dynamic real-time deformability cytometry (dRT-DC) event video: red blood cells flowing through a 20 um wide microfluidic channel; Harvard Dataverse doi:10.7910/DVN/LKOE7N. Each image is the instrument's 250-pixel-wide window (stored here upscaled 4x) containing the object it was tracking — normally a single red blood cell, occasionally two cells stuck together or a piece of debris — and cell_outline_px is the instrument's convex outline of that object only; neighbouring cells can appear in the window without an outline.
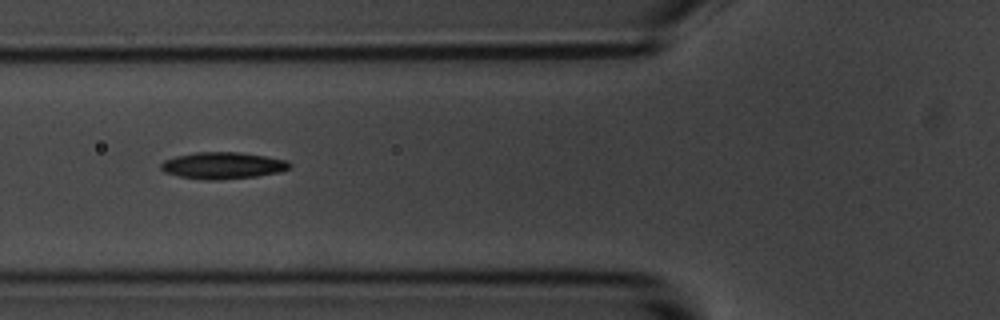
{"species": "common noctule bat (a hibernating species)", "species_latin": "Nyctalus noctula", "temperature_condition": "room temperature", "stored_images_in_passage": 14, "camera_frame_rate_fps": 3000, "um_per_image_px": 0.085, "animal": {"sex": "male", "body_mass_g": 20.1, "forearm_length_mm": 53.5}, "frame": {"image": 1, "passage_image": 5, "time_ms": 5.333, "image_size_px": [1000, 320], "cell_outline_px": [[292, 164], [288, 168], [280, 172], [256, 176], [216, 180], [204, 180], [180, 176], [164, 172], [160, 168], [160, 164], [164, 160], [176, 156], [196, 152], [240, 152], [264, 156], [284, 160]], "centroid_in_image_um": [18.9, 14.07], "position_along_channel_um": 106.9, "area_um2": 19.88}}
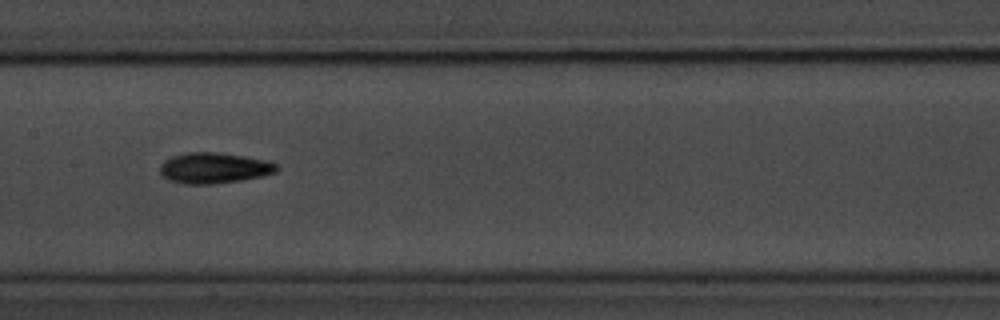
{"frame": {"image": 2, "passage_image": 7, "time_ms": 7.667, "image_size_px": [1000, 320], "cell_outline_px": [[280, 168], [276, 172], [244, 180], [212, 184], [184, 184], [168, 180], [160, 176], [160, 164], [164, 160], [172, 156], [184, 152], [220, 152], [268, 160], [276, 164]], "centroid_in_image_um": [18.17, 14.28], "position_along_channel_um": 189.2, "area_um2": 21.27}, "authors_computed_cell_mechanics": {"area_um2": 18.8428, "velocity_mm_per_s": 3.5024, "shape_relaxation_time_tau1_ms": 2.9888, "shape_relaxation_time_tau2_ms": 5.4783, "deformation_change_tau1": 0.1023, "deformation_change_tau2": 0.128}}